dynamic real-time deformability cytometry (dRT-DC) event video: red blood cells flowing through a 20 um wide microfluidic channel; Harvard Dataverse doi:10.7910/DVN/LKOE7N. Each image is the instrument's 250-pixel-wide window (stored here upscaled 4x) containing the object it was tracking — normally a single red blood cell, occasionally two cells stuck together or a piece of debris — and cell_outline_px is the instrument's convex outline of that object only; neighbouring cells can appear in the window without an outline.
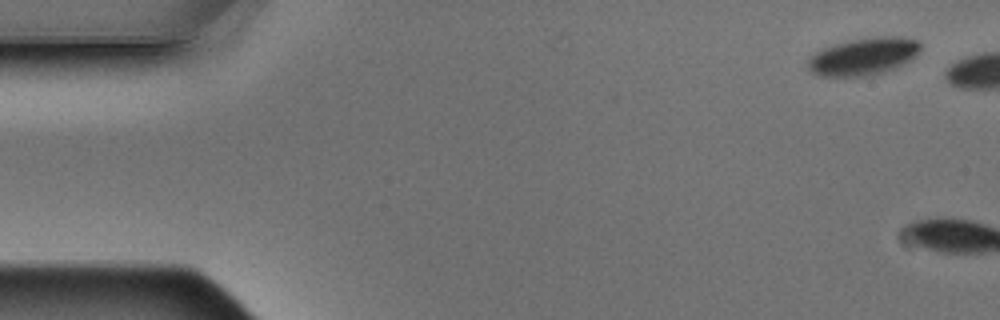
{"species": "Egyptian fruit bat (a non-hibernating species)", "species_latin": "Rousettus aegyptiacus", "temperature_condition": "warm", "stored_images_in_passage": 2, "camera_frame_rate_fps": 3000, "um_per_image_px": 0.085, "animal": {"sex": "male"}, "frame": {"image": 1, "passage_image": 1, "time_ms": 0.0, "image_size_px": [1000, 320], "cell_outline_px": [[920, 48], [916, 56], [912, 60], [896, 68], [864, 76], [820, 76], [812, 72], [808, 68], [808, 60], [816, 52], [824, 48], [836, 44], [852, 40], [884, 36], [896, 36], [920, 40]], "centroid_in_image_um": [73.44, 4.8], "position_along_channel_um": 11.6, "area_um2": 24.22}}